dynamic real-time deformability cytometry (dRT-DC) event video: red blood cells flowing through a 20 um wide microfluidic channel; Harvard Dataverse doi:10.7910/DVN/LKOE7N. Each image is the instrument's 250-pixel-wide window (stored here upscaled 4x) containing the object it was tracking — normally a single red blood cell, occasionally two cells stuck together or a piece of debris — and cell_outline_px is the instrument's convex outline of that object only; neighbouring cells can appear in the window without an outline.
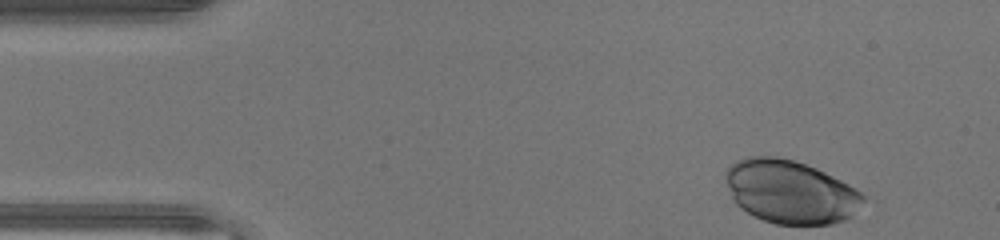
{"species": "human", "species_latin": "Homo sapiens", "temperature_condition": "warm", "stored_images_in_passage": 36, "camera_frame_rate_fps": 3000, "um_per_image_px": 0.085, "donor": {"sex": "male"}, "frame": {"image": 1, "passage_image": 1, "time_ms": 0.0, "image_size_px": [1000, 240], "cell_outline_px": [[864, 200], [852, 216], [848, 220], [832, 224], [776, 224], [764, 220], [740, 208], [736, 204], [732, 196], [724, 176], [724, 172], [736, 160], [748, 156], [776, 156], [796, 160], [816, 168], [856, 188], [864, 196]], "centroid_in_image_um": [67.18, 16.29], "position_along_channel_um": 17.8, "area_um2": 50.75}}
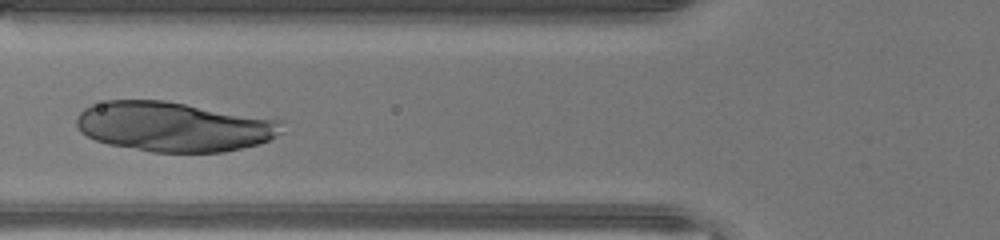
{"frame": {"image": 2, "passage_image": 14, "time_ms": 4.333, "image_size_px": [1000, 240], "cell_outline_px": [[288, 120], [284, 132], [260, 144], [224, 152], [152, 152], [108, 144], [96, 140], [80, 132], [76, 128], [76, 116], [84, 108], [92, 104], [108, 100], [164, 100]], "centroid_in_image_um": [14.85, 10.75], "position_along_channel_um": 110.9, "area_um2": 60.57}}
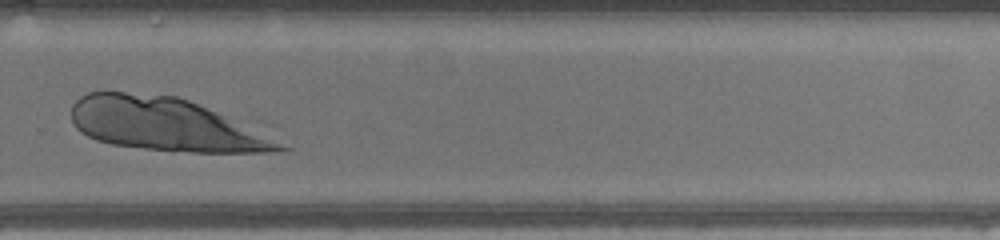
{"frame": {"image": 3, "passage_image": 28, "time_ms": 9.0, "image_size_px": [1000, 240], "cell_outline_px": [[292, 148], [276, 152], [192, 152], [144, 148], [112, 144], [96, 140], [80, 132], [72, 124], [72, 104], [80, 96], [88, 92], [104, 88], [176, 96], [188, 100]], "centroid_in_image_um": [13.86, 10.54], "position_along_channel_um": 315.9, "area_um2": 63.75}}